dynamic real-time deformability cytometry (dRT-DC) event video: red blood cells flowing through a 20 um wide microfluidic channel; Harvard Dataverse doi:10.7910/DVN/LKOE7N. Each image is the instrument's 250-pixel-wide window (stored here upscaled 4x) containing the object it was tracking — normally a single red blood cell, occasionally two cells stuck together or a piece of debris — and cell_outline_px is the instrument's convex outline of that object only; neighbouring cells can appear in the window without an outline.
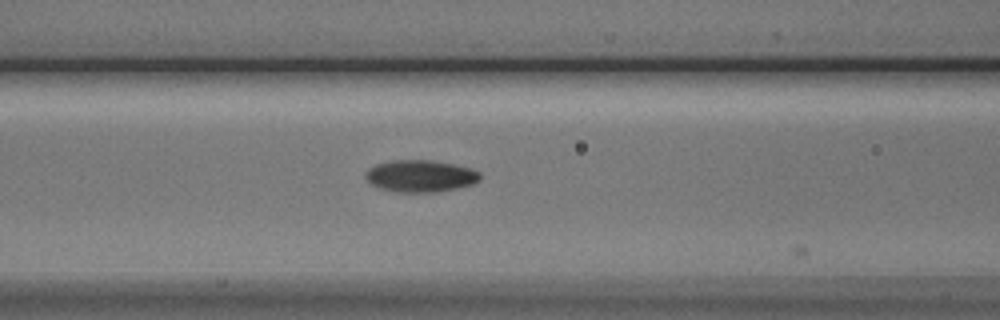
{"species": "Egyptian fruit bat (a non-hibernating species)", "species_latin": "Rousettus aegyptiacus", "temperature_condition": "cold", "stored_images_in_passage": 6, "camera_frame_rate_fps": 3000, "um_per_image_px": 0.085, "animal": {"sex": "male"}, "frame": {"image": 1, "passage_image": 5, "time_ms": 1.333, "image_size_px": [1000, 320], "cell_outline_px": [[480, 180], [472, 184], [456, 188], [436, 192], [396, 192], [380, 188], [368, 184], [364, 176], [364, 172], [368, 168], [376, 164], [388, 160], [432, 160], [472, 168], [480, 172]], "centroid_in_image_um": [35.68, 14.96], "position_along_channel_um": 130.9, "area_um2": 21.62}}